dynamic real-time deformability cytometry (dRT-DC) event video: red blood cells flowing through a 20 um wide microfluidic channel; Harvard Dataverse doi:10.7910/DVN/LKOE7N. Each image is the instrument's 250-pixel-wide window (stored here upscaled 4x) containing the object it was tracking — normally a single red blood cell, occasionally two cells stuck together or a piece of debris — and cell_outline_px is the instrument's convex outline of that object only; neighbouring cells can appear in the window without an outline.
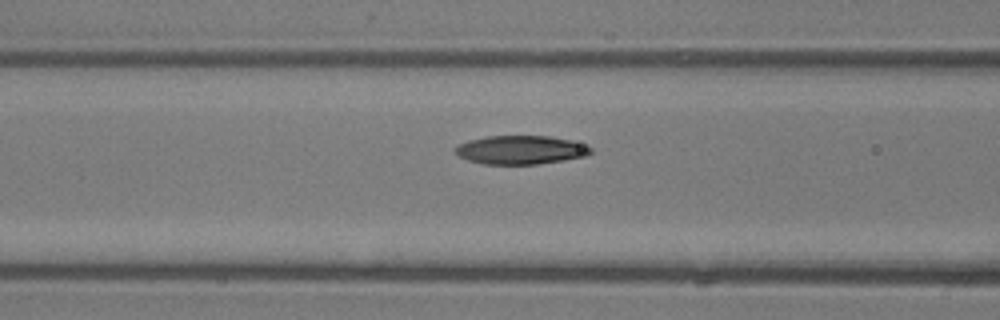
{"species": "common noctule bat (a hibernating species)", "species_latin": "Nyctalus noctula", "temperature_condition": "room temperature", "stored_images_in_passage": 6, "segment_of_instrument_passage": [2, 2], "camera_frame_rate_fps": 3000, "um_per_image_px": 0.085, "animal": {"sex": "male", "body_mass_g": 13.3}, "frame": {"image": 1, "passage_image": 6, "time_ms": 5.667, "image_size_px": [1000, 320], "cell_outline_px": [[592, 152], [584, 156], [564, 160], [536, 164], [484, 164], [468, 160], [452, 152], [460, 144], [468, 140], [488, 136], [552, 136], [572, 140], [592, 148]], "centroid_in_image_um": [44.25, 12.74], "position_along_channel_um": 122.3, "area_um2": 22.54}}